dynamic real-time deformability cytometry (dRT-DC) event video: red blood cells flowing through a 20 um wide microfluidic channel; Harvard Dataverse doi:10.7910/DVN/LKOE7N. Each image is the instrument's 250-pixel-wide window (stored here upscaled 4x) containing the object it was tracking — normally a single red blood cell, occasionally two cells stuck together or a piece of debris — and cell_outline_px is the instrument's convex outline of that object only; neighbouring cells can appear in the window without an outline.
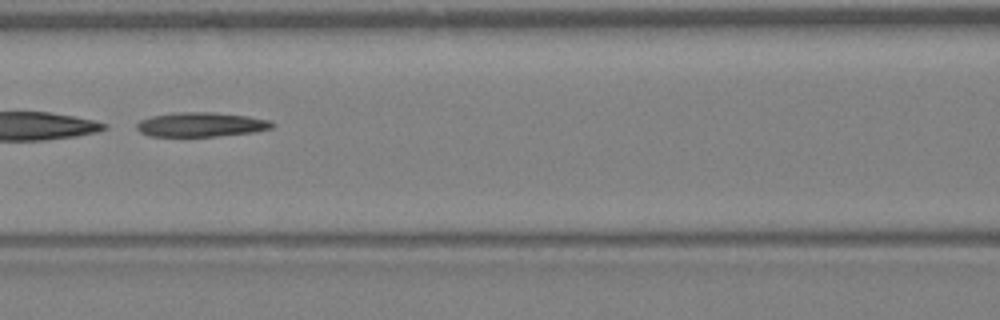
{"species": "Egyptian fruit bat (a non-hibernating species)", "species_latin": "Rousettus aegyptiacus", "temperature_condition": "warm", "stored_images_in_passage": 29, "camera_frame_rate_fps": 3000, "um_per_image_px": 0.085, "animal": {"sex": "female"}, "frame": {"image": 1, "passage_image": 8, "time_ms": 2.333, "image_size_px": [1000, 320], "cell_outline_px": [[276, 124], [272, 128], [256, 132], [216, 136], [148, 136], [140, 132], [136, 128], [136, 124], [140, 120], [152, 116], [180, 112], [212, 112], [248, 116], [268, 120]], "centroid_in_image_um": [17.1, 10.59], "position_along_channel_um": 149.5, "area_um2": 19.25}}